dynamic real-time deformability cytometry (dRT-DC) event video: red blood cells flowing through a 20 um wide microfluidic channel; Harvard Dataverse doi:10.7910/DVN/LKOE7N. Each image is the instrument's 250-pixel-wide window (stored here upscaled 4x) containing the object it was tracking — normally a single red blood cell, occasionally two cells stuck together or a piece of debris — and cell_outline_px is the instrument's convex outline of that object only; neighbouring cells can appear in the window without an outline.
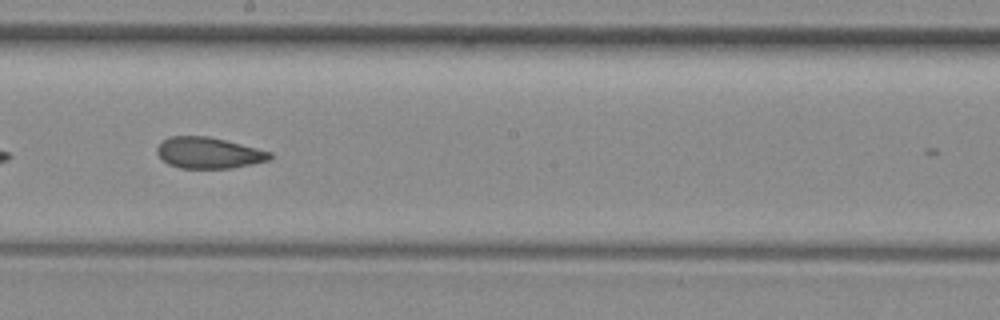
{"species": "common noctule bat (a hibernating species)", "species_latin": "Nyctalus noctula", "temperature_condition": "room temperature", "stored_images_in_passage": 24, "camera_frame_rate_fps": 3000, "um_per_image_px": 0.085, "animal": {"sex": "female", "body_mass_g": 29.2, "forearm_length_mm": 56.3}, "frame": {"image": 1, "passage_image": 21, "time_ms": 6.667, "image_size_px": [1000, 320], "cell_outline_px": [[272, 156], [268, 160], [252, 164], [232, 168], [180, 168], [168, 164], [156, 152], [156, 148], [168, 136], [208, 136], [272, 152]], "centroid_in_image_um": [17.72, 12.99], "position_along_channel_um": 230.5, "area_um2": 20.29}}